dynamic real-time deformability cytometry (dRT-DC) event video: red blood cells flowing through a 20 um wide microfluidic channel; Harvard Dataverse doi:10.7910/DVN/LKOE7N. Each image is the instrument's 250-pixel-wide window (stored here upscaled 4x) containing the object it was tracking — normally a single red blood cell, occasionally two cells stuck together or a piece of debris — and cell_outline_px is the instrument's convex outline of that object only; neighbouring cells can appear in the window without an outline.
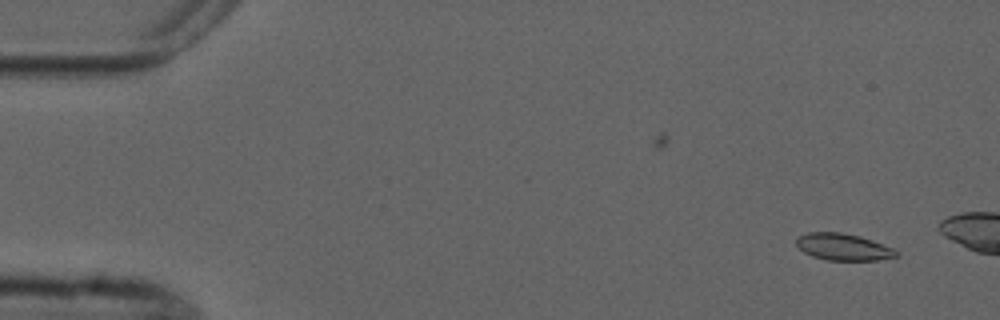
{"species": "common noctule bat (a hibernating species)", "species_latin": "Nyctalus noctula", "temperature_condition": "cold", "stored_images_in_passage": 4, "camera_frame_rate_fps": 3000, "um_per_image_px": 0.085, "animal": {"sex": "male", "forearm_length_mm": 52.5}, "frame": {"image": 1, "passage_image": 1, "time_ms": 0.0, "image_size_px": [1000, 320], "cell_outline_px": [[900, 256], [876, 260], [828, 260], [812, 256], [804, 252], [796, 244], [796, 240], [800, 236], [808, 232], [840, 232], [860, 236], [872, 240], [892, 248], [900, 252]], "centroid_in_image_um": [71.7, 20.99], "position_along_channel_um": 13.3, "area_um2": 15.55}}